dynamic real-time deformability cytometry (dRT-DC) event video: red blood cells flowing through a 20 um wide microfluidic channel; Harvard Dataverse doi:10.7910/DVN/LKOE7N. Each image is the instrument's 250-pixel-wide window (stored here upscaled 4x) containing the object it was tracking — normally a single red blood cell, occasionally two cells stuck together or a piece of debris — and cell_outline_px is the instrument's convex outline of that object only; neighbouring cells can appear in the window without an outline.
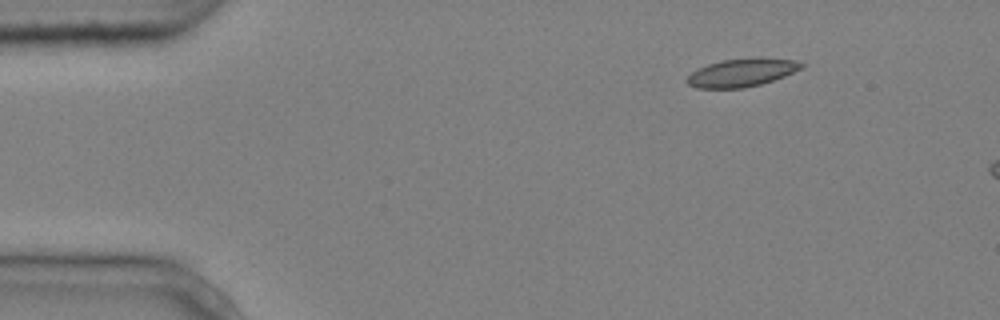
{"species": "common noctule bat (a hibernating species)", "species_latin": "Nyctalus noctula", "temperature_condition": "cold", "stored_images_in_passage": 5, "camera_frame_rate_fps": 3000, "um_per_image_px": 0.085, "animal": {"sex": "male", "body_mass_g": 20.4}, "frame": {"image": 1, "passage_image": 2, "time_ms": 0.333, "image_size_px": [1000, 320], "cell_outline_px": [[804, 68], [784, 76], [760, 84], [744, 88], [696, 88], [688, 84], [684, 80], [692, 72], [708, 64], [724, 60], [792, 60], [804, 64]], "centroid_in_image_um": [62.98, 6.22], "position_along_channel_um": 22.0, "area_um2": 17.8}}